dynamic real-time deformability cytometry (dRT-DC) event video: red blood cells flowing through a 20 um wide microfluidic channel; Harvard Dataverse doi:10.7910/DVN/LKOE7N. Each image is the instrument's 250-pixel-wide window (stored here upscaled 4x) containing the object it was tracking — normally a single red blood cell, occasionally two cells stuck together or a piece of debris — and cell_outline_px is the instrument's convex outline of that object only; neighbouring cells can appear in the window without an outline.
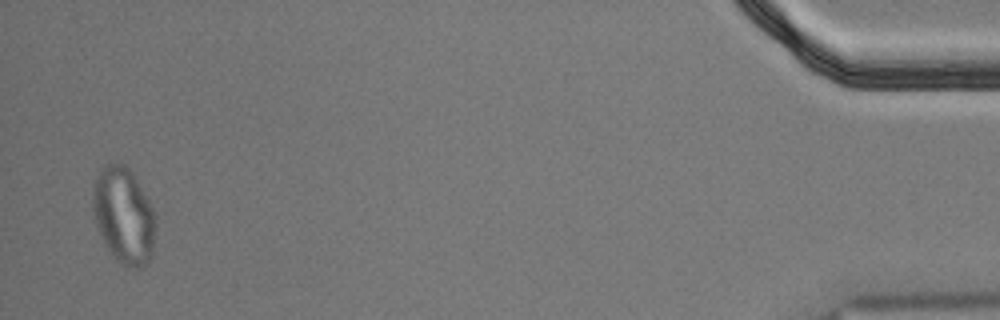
{"species": "Egyptian fruit bat (a non-hibernating species)", "species_latin": "Rousettus aegyptiacus", "temperature_condition": "cold", "stored_images_in_passage": 55, "segment_of_instrument_passage": [2, 2], "camera_frame_rate_fps": 3000, "um_per_image_px": 0.085, "animal": {"sex": "male"}, "frame": {"image": 1, "passage_image": 54, "time_ms": 17.667, "image_size_px": [1000, 320], "cell_outline_px": [[156, 224], [152, 252], [148, 260], [144, 264], [136, 268], [132, 268], [120, 264], [116, 260], [104, 244], [96, 224], [92, 208], [92, 196], [96, 180], [100, 172], [108, 164], [124, 164], [132, 172], [148, 200], [156, 216]], "centroid_in_image_um": [10.52, 18.35], "position_along_channel_um": 424.7, "area_um2": 34.8}}